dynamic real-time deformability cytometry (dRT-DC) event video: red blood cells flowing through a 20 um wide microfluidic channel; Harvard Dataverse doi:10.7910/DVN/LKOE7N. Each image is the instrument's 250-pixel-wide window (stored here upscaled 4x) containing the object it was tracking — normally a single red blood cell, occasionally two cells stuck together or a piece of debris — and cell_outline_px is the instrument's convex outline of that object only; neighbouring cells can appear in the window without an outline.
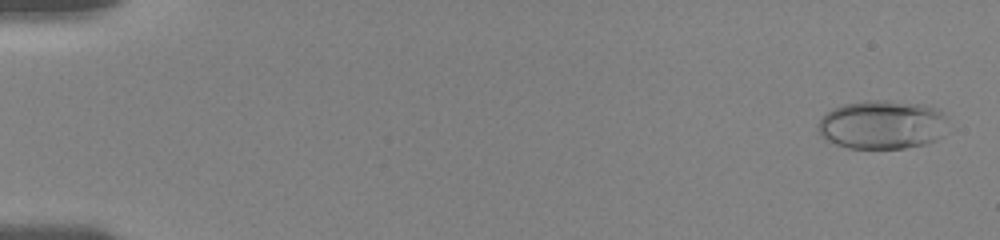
{"species": "human", "species_latin": "Homo sapiens", "temperature_condition": "room temperature", "stored_images_in_passage": 25, "camera_frame_rate_fps": 3000, "um_per_image_px": 0.085, "donor": {"sex": "female"}, "frame": {"image": 1, "passage_image": 1, "time_ms": 0.0, "image_size_px": [1000, 240], "cell_outline_px": [[944, 112], [936, 140], [924, 144], [904, 148], [848, 148], [824, 140], [820, 136], [816, 128], [816, 124], [832, 108], [844, 104], [868, 100], [884, 100], [924, 104], [940, 108]], "centroid_in_image_um": [74.87, 10.59], "position_along_channel_um": 10.1, "area_um2": 36.59}}
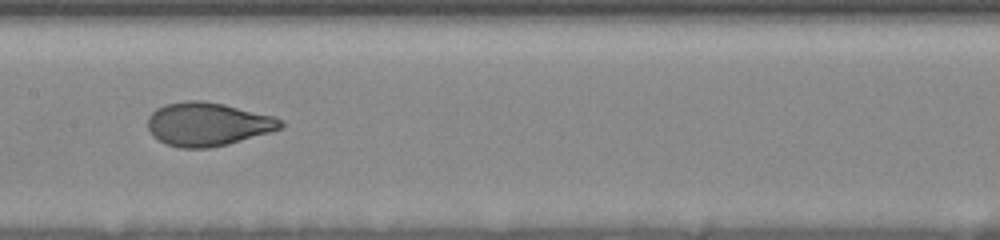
{"frame": {"image": 2, "passage_image": 19, "time_ms": 9.0, "image_size_px": [1000, 240], "cell_outline_px": [[284, 124], [280, 128], [268, 132], [228, 144], [208, 148], [180, 148], [168, 144], [152, 136], [148, 128], [148, 116], [156, 108], [164, 104], [184, 100], [204, 100], [224, 104], [276, 116], [284, 120]], "centroid_in_image_um": [17.65, 10.53], "position_along_channel_um": 189.8, "area_um2": 33.81}}
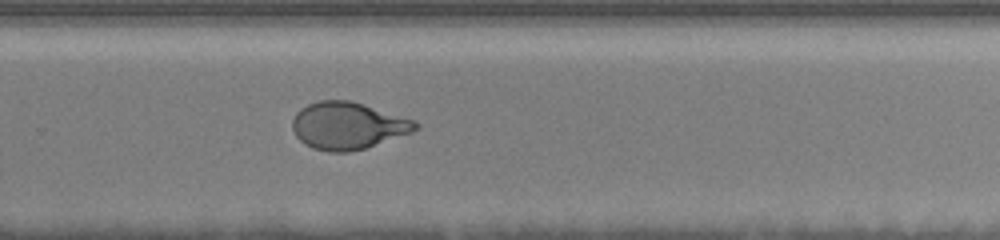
{"frame": {"image": 3, "passage_image": 25, "time_ms": 12.0, "image_size_px": [1000, 240], "cell_outline_px": [[420, 128], [412, 132], [364, 148], [348, 152], [328, 152], [312, 148], [304, 144], [296, 136], [292, 128], [292, 120], [296, 112], [300, 108], [316, 100], [352, 100], [412, 120], [420, 124]], "centroid_in_image_um": [29.52, 10.68], "position_along_channel_um": 300.3, "area_um2": 33.76}}